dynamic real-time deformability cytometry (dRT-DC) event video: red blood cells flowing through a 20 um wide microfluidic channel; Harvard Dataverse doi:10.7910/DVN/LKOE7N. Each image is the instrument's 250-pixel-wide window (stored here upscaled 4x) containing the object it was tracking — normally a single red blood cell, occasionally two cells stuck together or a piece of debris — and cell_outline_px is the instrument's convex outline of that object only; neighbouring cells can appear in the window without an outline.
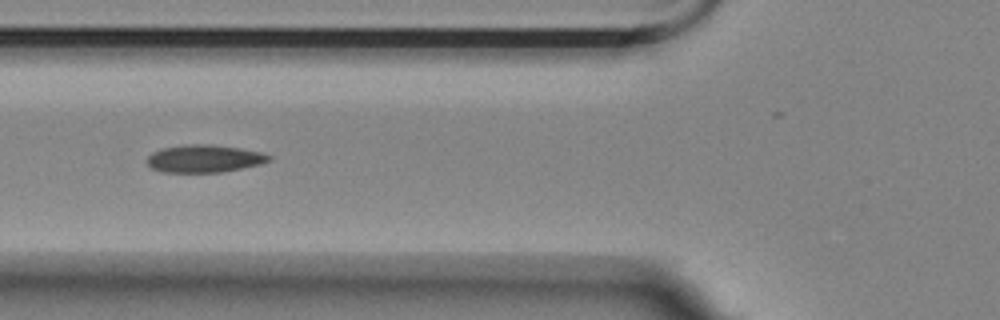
{"species": "Egyptian fruit bat (a non-hibernating species)", "species_latin": "Rousettus aegyptiacus", "temperature_condition": "room temperature", "stored_images_in_passage": 7, "camera_frame_rate_fps": 3000, "um_per_image_px": 0.085, "animal": {"sex": "female"}, "frame": {"image": 1, "passage_image": 3, "time_ms": 0.667, "image_size_px": [1000, 320], "cell_outline_px": [[272, 160], [260, 164], [224, 172], [164, 172], [152, 168], [144, 160], [152, 152], [160, 148], [184, 144], [212, 144], [240, 148], [260, 152], [272, 156]], "centroid_in_image_um": [17.34, 13.47], "position_along_channel_um": 108.5, "area_um2": 19.83}}
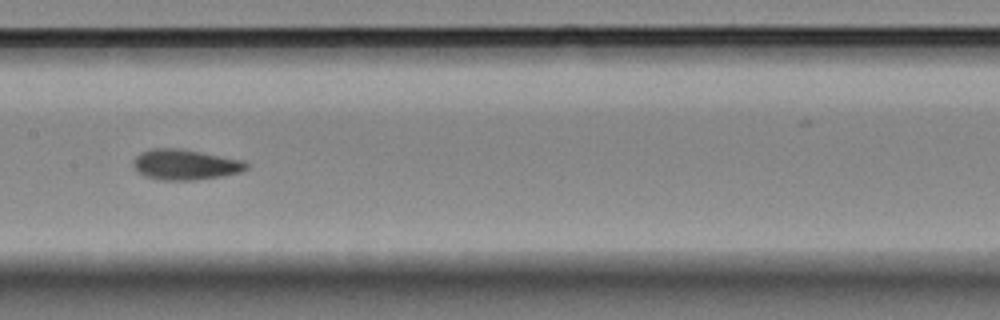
{"frame": {"image": 2, "passage_image": 5, "time_ms": 1.333, "image_size_px": [1000, 320], "cell_outline_px": [[248, 168], [240, 172], [220, 176], [192, 180], [164, 180], [144, 176], [132, 164], [136, 156], [140, 152], [152, 148], [180, 148], [240, 160], [248, 164]], "centroid_in_image_um": [15.7, 13.98], "position_along_channel_um": 191.7, "area_um2": 19.71}}
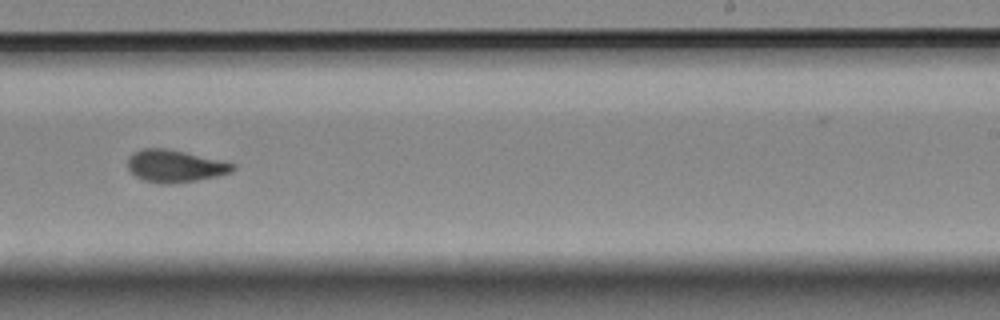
{"frame": {"image": 3, "passage_image": 7, "time_ms": 2.0, "image_size_px": [1000, 320], "cell_outline_px": [[236, 168], [232, 172], [216, 176], [196, 180], [168, 184], [160, 184], [144, 180], [136, 176], [128, 168], [128, 156], [132, 152], [144, 148], [168, 148], [220, 160], [236, 164]], "centroid_in_image_um": [14.86, 14.1], "position_along_channel_um": 274.1, "area_um2": 19.77}}